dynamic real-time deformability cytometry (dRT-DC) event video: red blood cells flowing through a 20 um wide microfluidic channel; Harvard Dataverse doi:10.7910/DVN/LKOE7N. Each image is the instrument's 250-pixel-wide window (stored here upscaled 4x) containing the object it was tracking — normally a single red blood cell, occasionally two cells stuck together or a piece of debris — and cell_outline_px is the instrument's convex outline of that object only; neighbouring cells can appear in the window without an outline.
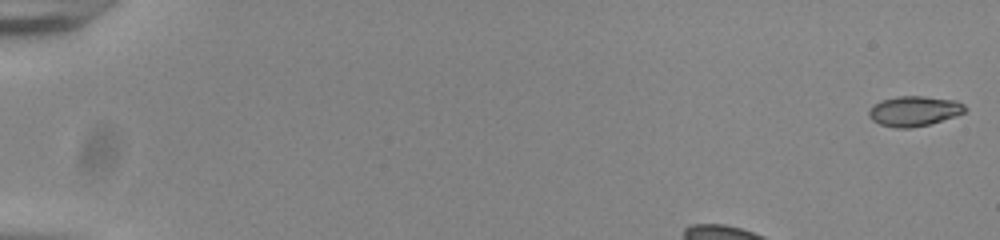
{"species": "common noctule bat (a hibernating species)", "species_latin": "Nyctalus noctula", "temperature_condition": "room temperature", "stored_images_in_passage": 49, "camera_frame_rate_fps": 3000, "um_per_image_px": 0.085, "animal": {"sex": "male", "body_mass_g": 20.0, "forearm_length_mm": 53.3}, "frame": {"image": 1, "passage_image": 1, "time_ms": 0.0, "image_size_px": [1000, 240], "cell_outline_px": [[968, 108], [964, 112], [956, 116], [928, 124], [908, 128], [896, 128], [880, 124], [872, 120], [868, 116], [868, 112], [872, 104], [880, 100], [896, 96], [924, 96], [956, 100], [964, 104]], "centroid_in_image_um": [77.69, 9.42], "position_along_channel_um": 7.3, "area_um2": 16.99}}
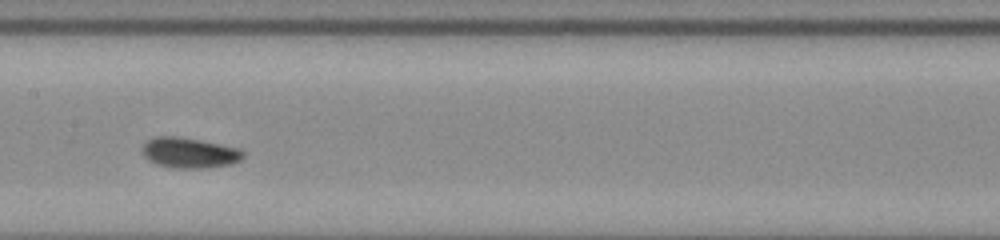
{"frame": {"image": 2, "passage_image": 23, "time_ms": 7.333, "image_size_px": [1000, 240], "cell_outline_px": [[244, 156], [240, 160], [232, 164], [208, 168], [172, 168], [156, 164], [148, 160], [144, 156], [144, 144], [148, 140], [156, 136], [180, 136], [240, 148], [244, 152]], "centroid_in_image_um": [16.13, 12.99], "position_along_channel_um": 191.3, "area_um2": 17.98}}
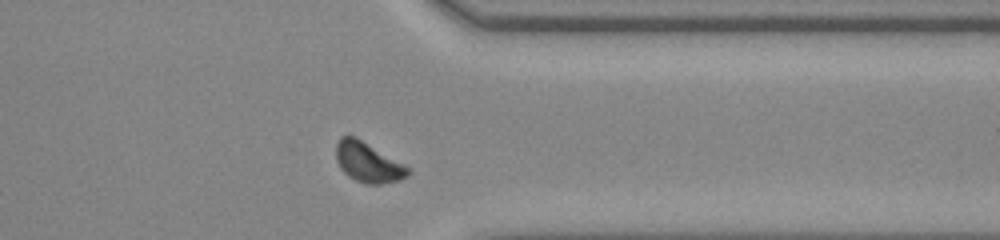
{"frame": {"image": 3, "passage_image": 38, "time_ms": 12.333, "image_size_px": [1000, 240], "cell_outline_px": [[408, 176], [400, 180], [380, 184], [364, 184], [348, 176], [340, 168], [336, 160], [336, 144], [340, 136], [356, 136], [404, 164], [408, 168]], "centroid_in_image_um": [31.25, 13.79], "position_along_channel_um": 380.1, "area_um2": 16.76}, "authors_computed_cell_mechanics": {"area_um2": 16.8198, "velocity_mm_per_s": 3.8288, "shape_relaxation_time_tau1_ms": 4.7255, "shape_relaxation_time_tau2_ms": null, "deformation_change_tau1": 0.0756, "deformation_change_tau2": null}}